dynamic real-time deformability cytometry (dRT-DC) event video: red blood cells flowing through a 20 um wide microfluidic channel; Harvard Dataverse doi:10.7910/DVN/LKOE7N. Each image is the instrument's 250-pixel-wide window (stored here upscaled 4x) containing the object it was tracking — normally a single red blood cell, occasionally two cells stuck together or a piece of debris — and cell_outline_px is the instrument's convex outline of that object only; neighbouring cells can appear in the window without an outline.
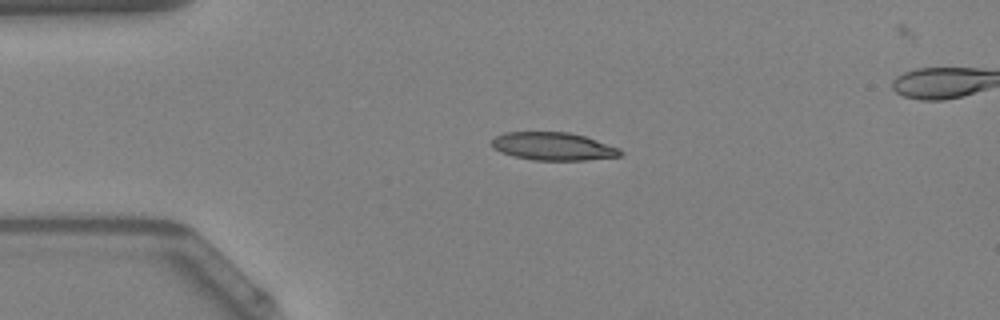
{"species": "Egyptian fruit bat (a non-hibernating species)", "species_latin": "Rousettus aegyptiacus", "temperature_condition": "warm", "stored_images_in_passage": 40, "camera_frame_rate_fps": 3000, "um_per_image_px": 0.085, "animal": {"sex": "female"}, "frame": {"image": 1, "passage_image": 1, "time_ms": 0.0, "image_size_px": [1000, 320], "cell_outline_px": [[624, 152], [620, 156], [584, 160], [532, 160], [512, 156], [500, 152], [492, 148], [492, 140], [496, 136], [504, 132], [568, 132], [584, 136], [620, 148]], "centroid_in_image_um": [47.0, 12.44], "position_along_channel_um": 38.0, "area_um2": 20.98}}
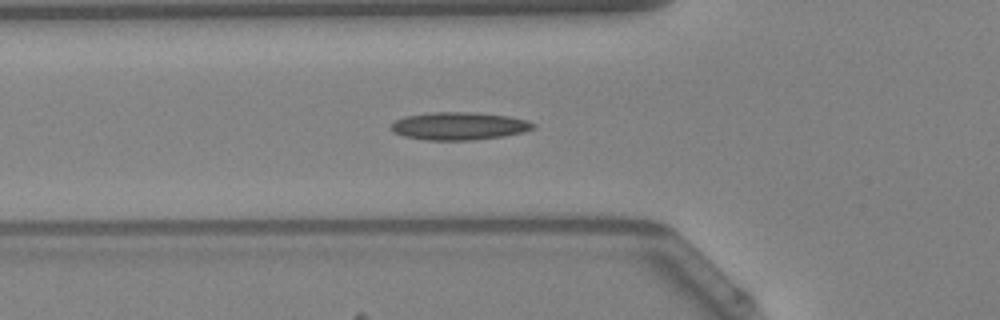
{"frame": {"image": 2, "passage_image": 7, "time_ms": 2.0, "image_size_px": [1000, 320], "cell_outline_px": [[536, 128], [524, 132], [504, 136], [472, 140], [428, 140], [404, 136], [392, 132], [388, 128], [396, 120], [404, 116], [428, 112], [472, 112], [508, 116], [528, 120], [536, 124]], "centroid_in_image_um": [39.02, 10.71], "position_along_channel_um": 86.8, "area_um2": 23.24}}